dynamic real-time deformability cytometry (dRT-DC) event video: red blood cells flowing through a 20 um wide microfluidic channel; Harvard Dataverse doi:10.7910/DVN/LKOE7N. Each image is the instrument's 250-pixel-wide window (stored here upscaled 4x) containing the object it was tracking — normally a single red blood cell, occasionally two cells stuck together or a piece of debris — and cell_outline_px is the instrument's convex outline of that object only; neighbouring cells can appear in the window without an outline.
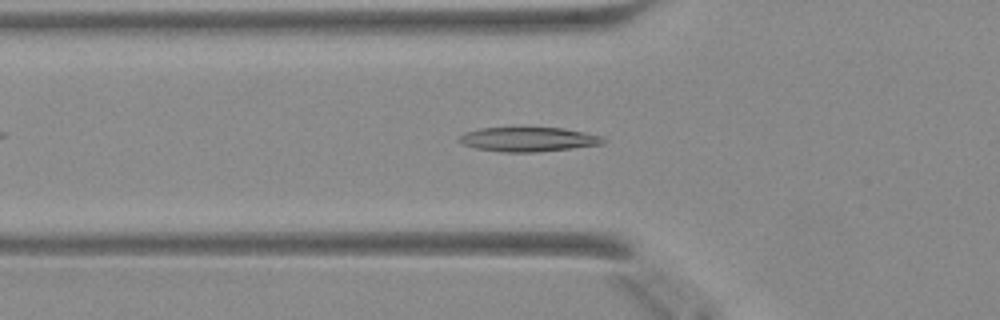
{"species": "Egyptian fruit bat (a non-hibernating species)", "species_latin": "Rousettus aegyptiacus", "temperature_condition": "warm", "stored_images_in_passage": 40, "camera_frame_rate_fps": 3000, "um_per_image_px": 0.085, "animal": {"sex": "female"}, "frame": {"image": 1, "passage_image": 9, "time_ms": 2.667, "image_size_px": [1000, 320], "cell_outline_px": [[604, 144], [572, 148], [536, 152], [504, 152], [476, 148], [464, 144], [456, 140], [464, 132], [480, 128], [564, 128], [584, 132], [600, 136], [604, 140]], "centroid_in_image_um": [44.88, 11.84], "position_along_channel_um": 80.9, "area_um2": 20.29}}
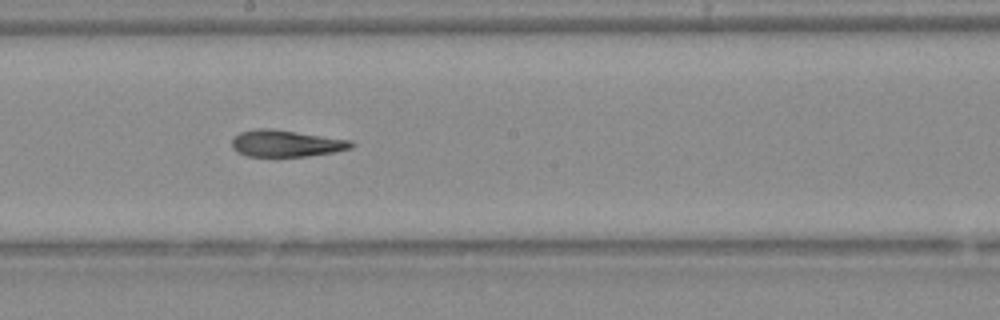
{"frame": {"image": 2, "passage_image": 19, "time_ms": 6.0, "image_size_px": [1000, 320], "cell_outline_px": [[356, 144], [352, 148], [332, 152], [308, 156], [248, 156], [236, 152], [232, 148], [232, 140], [240, 132], [256, 128], [268, 128], [352, 140]], "centroid_in_image_um": [24.32, 12.19], "position_along_channel_um": 223.9, "area_um2": 18.5}}
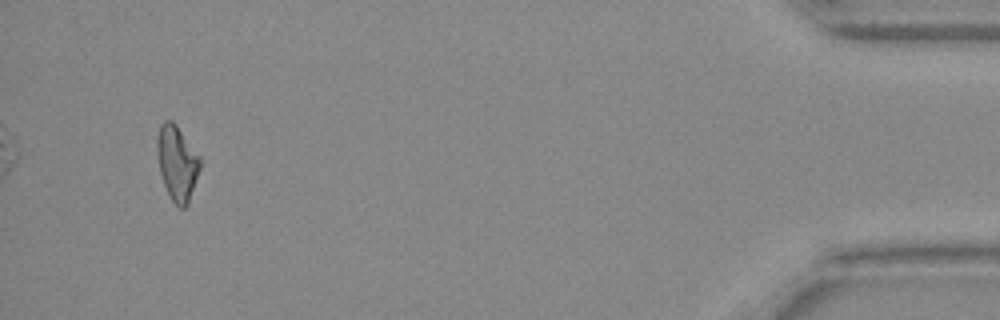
{"frame": {"image": 3, "passage_image": 38, "time_ms": 12.333, "image_size_px": [1000, 320], "cell_outline_px": [[200, 168], [188, 204], [184, 208], [180, 208], [168, 196], [160, 172], [156, 152], [156, 140], [160, 124], [164, 120], [172, 120], [176, 124], [200, 156]], "centroid_in_image_um": [15.03, 13.83], "position_along_channel_um": 420.2, "area_um2": 18.84}}